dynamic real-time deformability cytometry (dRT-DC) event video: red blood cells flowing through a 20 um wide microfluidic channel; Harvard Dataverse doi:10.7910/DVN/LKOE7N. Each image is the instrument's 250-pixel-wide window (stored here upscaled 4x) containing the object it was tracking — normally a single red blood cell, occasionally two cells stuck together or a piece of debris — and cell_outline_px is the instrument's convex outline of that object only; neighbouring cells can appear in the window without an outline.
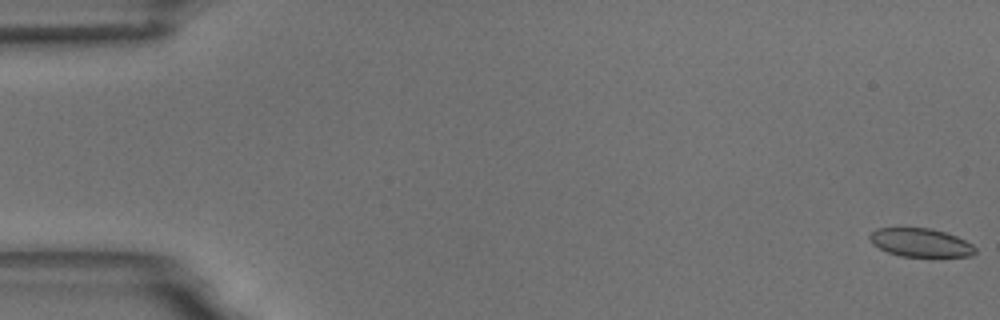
{"species": "common noctule bat (a hibernating species)", "species_latin": "Nyctalus noctula", "temperature_condition": "room temperature", "stored_images_in_passage": 56, "camera_frame_rate_fps": 3000, "um_per_image_px": 0.085, "animal": {"sex": "male", "body_mass_g": 18.8}, "frame": {"image": 1, "passage_image": 1, "time_ms": 0.0, "image_size_px": [1000, 320], "cell_outline_px": [[976, 252], [972, 256], [932, 260], [900, 256], [888, 252], [872, 244], [868, 236], [876, 228], [932, 228], [956, 236], [972, 244], [976, 248]], "centroid_in_image_um": [78.31, 20.69], "position_along_channel_um": 6.7, "area_um2": 18.44}}
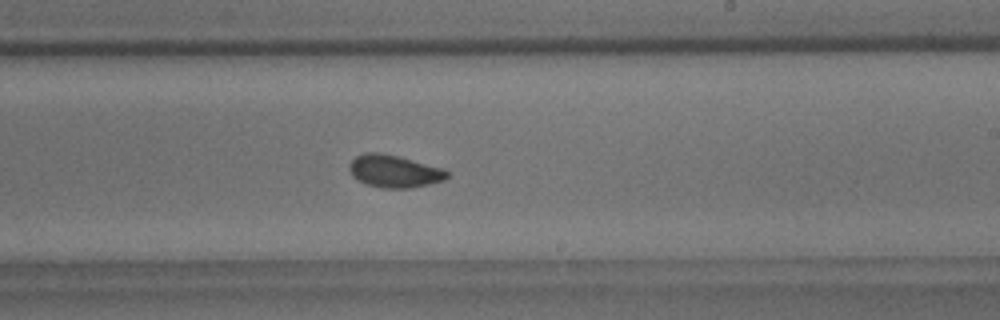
{"frame": {"image": 2, "passage_image": 34, "time_ms": 11.0, "image_size_px": [1000, 320], "cell_outline_px": [[448, 176], [444, 180], [412, 188], [384, 188], [368, 184], [352, 176], [348, 168], [348, 164], [356, 156], [364, 152], [376, 152], [396, 156], [444, 168], [448, 172]], "centroid_in_image_um": [33.5, 14.55], "position_along_channel_um": 255.5, "area_um2": 18.32}}
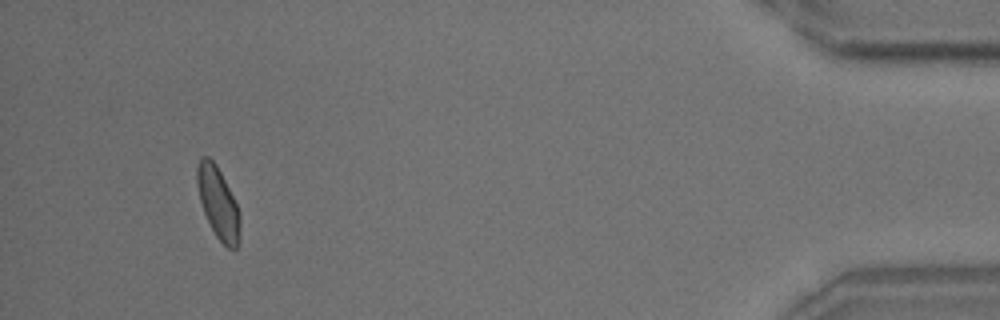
{"frame": {"image": 3, "passage_image": 53, "time_ms": 17.333, "image_size_px": [1000, 320], "cell_outline_px": [[240, 244], [236, 248], [228, 248], [216, 236], [204, 212], [200, 200], [196, 184], [196, 168], [200, 156], [208, 156], [216, 164], [240, 212]], "centroid_in_image_um": [18.54, 17.24], "position_along_channel_um": 416.7, "area_um2": 17.8}, "authors_computed_cell_mechanics": {"area_um2": 18.2937, "velocity_mm_per_s": 3.63, "shape_relaxation_time_tau1_ms": 5.6839, "shape_relaxation_time_tau2_ms": 1.3212, "deformation_change_tau1": 0.0867, "deformation_change_tau2": 0.0657}}